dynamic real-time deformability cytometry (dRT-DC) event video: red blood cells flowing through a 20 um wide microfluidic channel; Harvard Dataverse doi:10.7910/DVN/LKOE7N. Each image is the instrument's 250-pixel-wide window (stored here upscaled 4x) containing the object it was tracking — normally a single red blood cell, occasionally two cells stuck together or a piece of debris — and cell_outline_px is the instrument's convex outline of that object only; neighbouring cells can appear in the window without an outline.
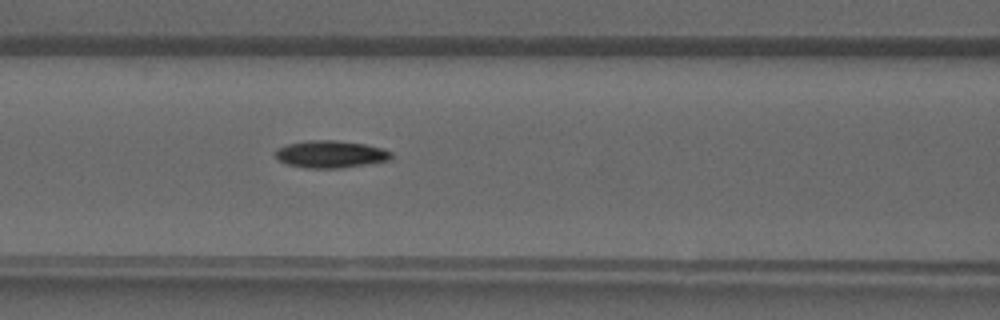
{"species": "common noctule bat (a hibernating species)", "species_latin": "Nyctalus noctula", "temperature_condition": "warm", "stored_images_in_passage": 41, "camera_frame_rate_fps": 3000, "um_per_image_px": 0.085, "animal": {"sex": "male", "forearm_length_mm": 52.5}, "frame": {"image": 1, "passage_image": 18, "time_ms": 5.667, "image_size_px": [1000, 320], "cell_outline_px": [[392, 156], [388, 160], [340, 168], [304, 168], [288, 164], [280, 160], [276, 156], [276, 148], [288, 144], [308, 140], [336, 140], [364, 144], [380, 148], [392, 152]], "centroid_in_image_um": [28.07, 13.1], "position_along_channel_um": 138.5, "area_um2": 18.15}}
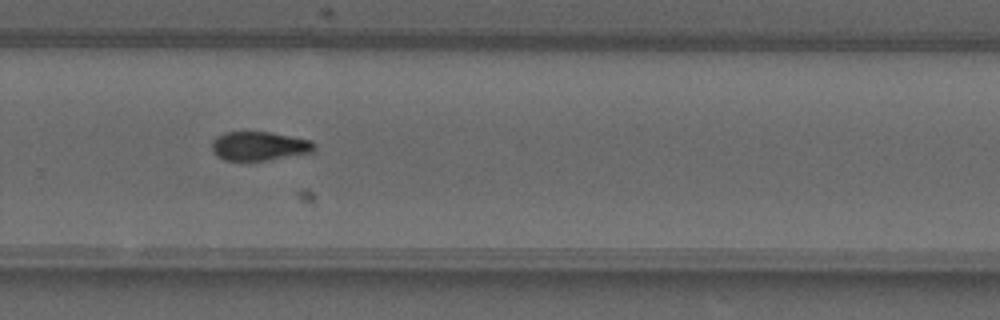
{"frame": {"image": 2, "passage_image": 28, "time_ms": 9.0, "image_size_px": [1000, 320], "cell_outline_px": [[316, 148], [312, 152], [268, 160], [224, 160], [216, 156], [212, 152], [212, 140], [216, 136], [224, 132], [272, 132], [312, 140], [316, 144]], "centroid_in_image_um": [22.03, 12.4], "position_along_channel_um": 307.8, "area_um2": 17.46}}
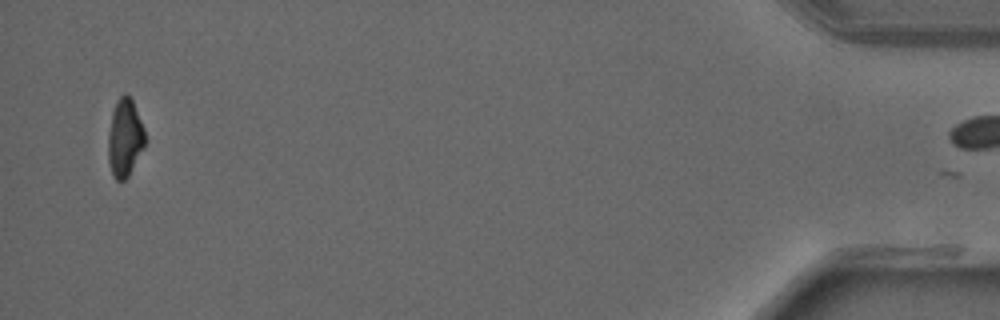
{"frame": {"image": 3, "passage_image": 40, "time_ms": 13.0, "image_size_px": [1000, 320], "cell_outline_px": [[144, 148], [128, 176], [124, 180], [116, 180], [112, 176], [108, 160], [108, 132], [112, 112], [116, 100], [124, 92], [132, 100], [144, 128]], "centroid_in_image_um": [10.59, 11.72], "position_along_channel_um": 424.6, "area_um2": 16.7}}